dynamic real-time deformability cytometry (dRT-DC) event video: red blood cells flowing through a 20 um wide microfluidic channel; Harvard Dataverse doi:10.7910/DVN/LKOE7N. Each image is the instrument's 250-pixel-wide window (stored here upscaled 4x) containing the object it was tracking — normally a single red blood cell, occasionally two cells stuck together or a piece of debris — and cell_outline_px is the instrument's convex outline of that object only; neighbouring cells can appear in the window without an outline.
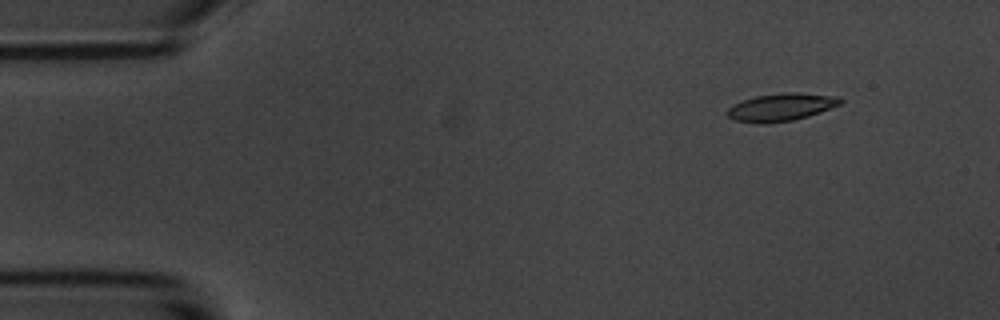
{"species": "common noctule bat (a hibernating species)", "species_latin": "Nyctalus noctula", "temperature_condition": "room temperature", "stored_images_in_passage": 51, "camera_frame_rate_fps": 3000, "um_per_image_px": 0.085, "animal": {"sex": "male", "body_mass_g": 20.1, "forearm_length_mm": 53.5}, "frame": {"image": 1, "passage_image": 1, "time_ms": 0.0, "image_size_px": [1000, 320], "cell_outline_px": [[844, 100], [840, 104], [820, 112], [808, 116], [792, 120], [764, 124], [756, 124], [736, 120], [728, 116], [728, 108], [732, 104], [756, 96], [784, 92], [796, 92], [840, 96]], "centroid_in_image_um": [66.42, 9.1], "position_along_channel_um": 18.6, "area_um2": 18.26}}
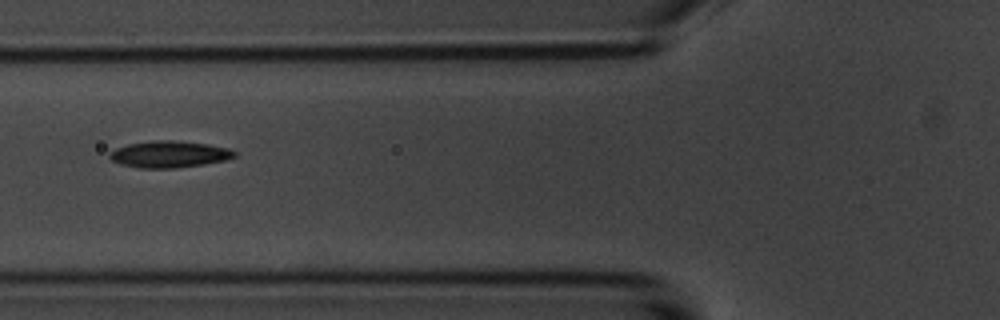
{"frame": {"image": 2, "passage_image": 16, "time_ms": 5.0, "image_size_px": [1000, 320], "cell_outline_px": [[240, 152], [236, 156], [228, 160], [204, 164], [176, 168], [140, 168], [120, 164], [112, 160], [108, 156], [116, 148], [128, 144], [152, 140], [172, 140], [208, 144], [228, 148]], "centroid_in_image_um": [14.44, 13.11], "position_along_channel_um": 111.4, "area_um2": 19.54}}
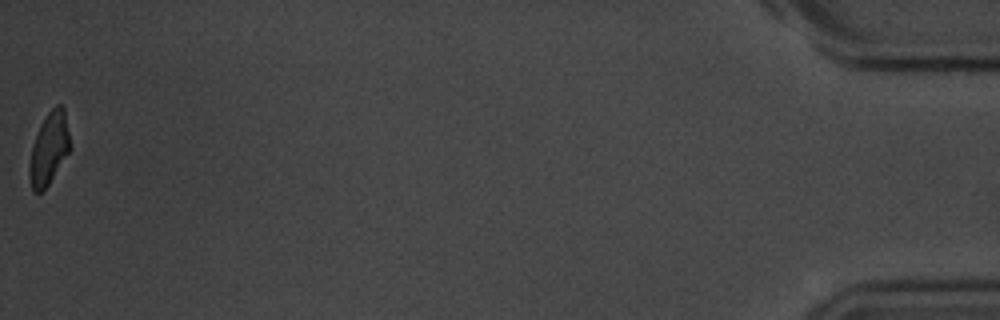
{"frame": {"image": 3, "passage_image": 51, "time_ms": 16.667, "image_size_px": [1000, 320], "cell_outline_px": [[72, 148], [48, 184], [40, 192], [32, 192], [28, 176], [28, 168], [32, 148], [36, 136], [48, 112], [56, 104], [60, 104], [64, 108]], "centroid_in_image_um": [4.18, 12.65], "position_along_channel_um": 431.0, "area_um2": 16.94}, "authors_computed_cell_mechanics": {"area_um2": 18.3804, "velocity_mm_per_s": 3.5849, "shape_relaxation_time_tau1_ms": 3.8438, "shape_relaxation_time_tau2_ms": 4.6698, "deformation_change_tau1": 0.1408, "deformation_change_tau2": 0.1168}}